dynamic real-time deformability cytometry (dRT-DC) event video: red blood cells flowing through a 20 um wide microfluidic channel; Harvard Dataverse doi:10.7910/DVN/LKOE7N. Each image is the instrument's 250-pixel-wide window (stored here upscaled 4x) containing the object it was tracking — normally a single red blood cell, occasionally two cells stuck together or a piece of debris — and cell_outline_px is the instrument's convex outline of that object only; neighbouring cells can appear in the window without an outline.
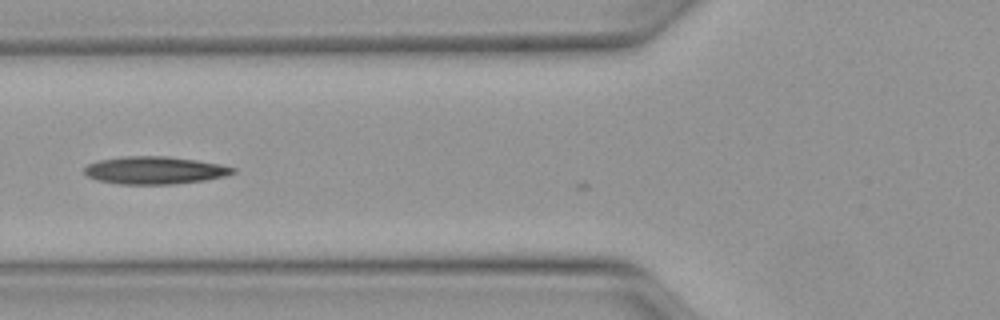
{"species": "Egyptian fruit bat (a non-hibernating species)", "species_latin": "Rousettus aegyptiacus", "temperature_condition": "warm", "stored_images_in_passage": 4, "camera_frame_rate_fps": 3000, "um_per_image_px": 0.085, "animal": {"sex": "female"}, "frame": {"image": 1, "passage_image": 3, "time_ms": 0.667, "image_size_px": [1000, 320], "cell_outline_px": [[236, 172], [224, 176], [204, 180], [172, 184], [116, 184], [96, 180], [88, 176], [84, 172], [84, 168], [88, 164], [96, 160], [120, 156], [168, 156], [196, 160], [220, 164], [236, 168]], "centroid_in_image_um": [13.11, 14.47], "position_along_channel_um": 112.7, "area_um2": 24.04}}